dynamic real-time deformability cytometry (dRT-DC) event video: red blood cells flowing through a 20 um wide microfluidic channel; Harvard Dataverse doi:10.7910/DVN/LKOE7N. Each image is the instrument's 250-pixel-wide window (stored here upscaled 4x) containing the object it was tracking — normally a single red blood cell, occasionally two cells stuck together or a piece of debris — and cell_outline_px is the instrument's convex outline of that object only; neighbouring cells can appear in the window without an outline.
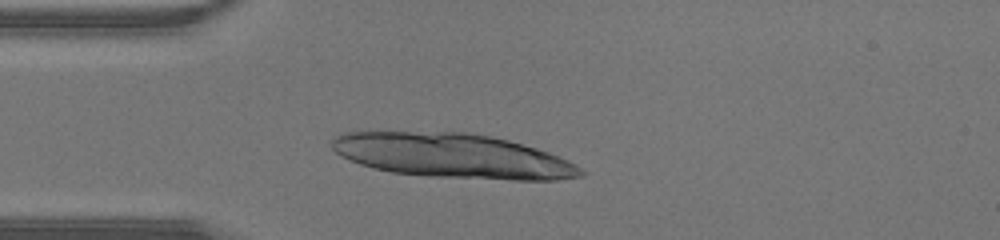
{"species": "human", "species_latin": "Homo sapiens", "temperature_condition": "warm", "stored_images_in_passage": 13, "camera_frame_rate_fps": 3000, "um_per_image_px": 0.085, "donor": {"sex": "male"}, "frame": {"image": 1, "passage_image": 6, "time_ms": 1.667, "image_size_px": [1000, 240], "cell_outline_px": [[584, 176], [556, 180], [512, 180], [428, 176], [392, 172], [372, 168], [360, 164], [340, 156], [332, 148], [332, 136], [340, 132], [356, 128], [464, 132], [488, 136], [508, 140], [536, 148], [548, 152], [568, 160], [576, 164], [584, 172]], "centroid_in_image_um": [38.31, 13.19], "position_along_channel_um": 46.7, "area_um2": 66.24}}